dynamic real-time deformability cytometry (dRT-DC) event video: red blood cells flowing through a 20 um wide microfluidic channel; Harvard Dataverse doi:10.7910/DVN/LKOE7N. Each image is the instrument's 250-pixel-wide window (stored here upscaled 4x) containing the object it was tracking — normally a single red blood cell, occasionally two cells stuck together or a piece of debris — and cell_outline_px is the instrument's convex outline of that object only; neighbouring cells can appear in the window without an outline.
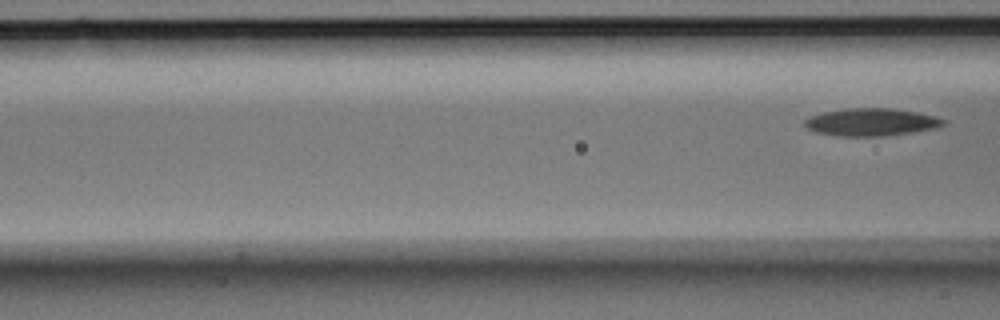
{"species": "Egyptian fruit bat (a non-hibernating species)", "species_latin": "Rousettus aegyptiacus", "temperature_condition": "room temperature", "stored_images_in_passage": 7, "segment_of_instrument_passage": [2, 2], "camera_frame_rate_fps": 3000, "um_per_image_px": 0.085, "animal": {"sex": "male"}, "frame": {"image": 1, "passage_image": 7, "time_ms": 2.0, "image_size_px": [1000, 320], "cell_outline_px": [[948, 120], [944, 124], [936, 128], [912, 132], [884, 136], [840, 136], [816, 132], [808, 128], [804, 124], [804, 120], [808, 116], [824, 112], [844, 108], [892, 108], [916, 112], [936, 116]], "centroid_in_image_um": [74.06, 10.37], "position_along_channel_um": 92.5, "area_um2": 22.37}}